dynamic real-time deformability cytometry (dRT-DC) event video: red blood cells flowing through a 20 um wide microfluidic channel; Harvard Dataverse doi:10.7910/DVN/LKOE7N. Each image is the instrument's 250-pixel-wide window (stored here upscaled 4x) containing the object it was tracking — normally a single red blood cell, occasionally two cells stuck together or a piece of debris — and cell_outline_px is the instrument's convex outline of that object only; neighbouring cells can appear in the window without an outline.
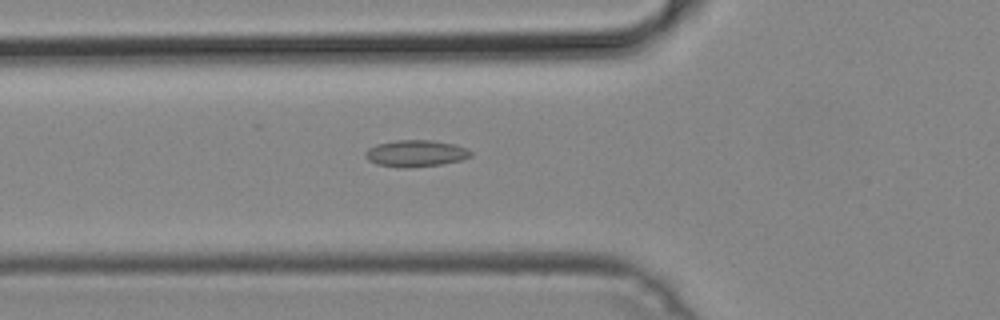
{"species": "common noctule bat (a hibernating species)", "species_latin": "Nyctalus noctula", "temperature_condition": "cold", "stored_images_in_passage": 36, "camera_frame_rate_fps": 3000, "um_per_image_px": 0.085, "animal": {"sex": "male", "body_mass_g": 19.2, "forearm_length_mm": 51.8}, "frame": {"image": 1, "passage_image": 10, "time_ms": 3.0, "image_size_px": [1000, 320], "cell_outline_px": [[472, 156], [460, 160], [440, 164], [404, 168], [400, 168], [376, 164], [368, 160], [364, 156], [364, 152], [368, 148], [376, 144], [396, 140], [432, 140], [456, 144], [468, 148], [472, 152]], "centroid_in_image_um": [35.32, 13.03], "position_along_channel_um": 90.5, "area_um2": 16.53}}
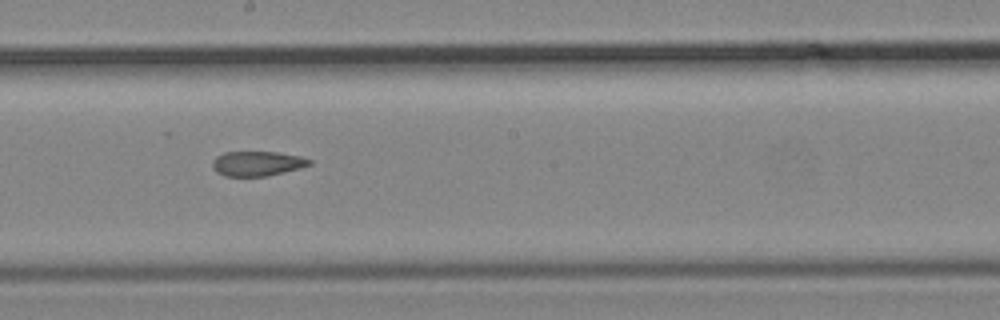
{"frame": {"image": 2, "passage_image": 20, "time_ms": 6.333, "image_size_px": [1000, 320], "cell_outline_px": [[312, 164], [300, 168], [268, 176], [224, 176], [216, 172], [212, 168], [212, 160], [216, 156], [224, 152], [276, 152], [300, 156], [312, 160]], "centroid_in_image_um": [21.84, 13.9], "position_along_channel_um": 226.4, "area_um2": 14.1}}
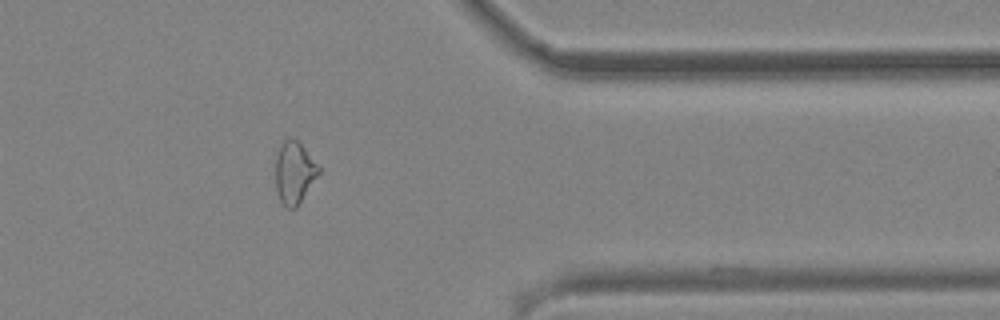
{"frame": {"image": 3, "passage_image": 33, "time_ms": 10.667, "image_size_px": [1000, 320], "cell_outline_px": [[320, 172], [296, 208], [288, 208], [280, 200], [276, 188], [276, 156], [280, 144], [288, 136], [292, 136], [304, 148], [320, 168]], "centroid_in_image_um": [25.0, 14.64], "position_along_channel_um": 386.4, "area_um2": 15.43}}